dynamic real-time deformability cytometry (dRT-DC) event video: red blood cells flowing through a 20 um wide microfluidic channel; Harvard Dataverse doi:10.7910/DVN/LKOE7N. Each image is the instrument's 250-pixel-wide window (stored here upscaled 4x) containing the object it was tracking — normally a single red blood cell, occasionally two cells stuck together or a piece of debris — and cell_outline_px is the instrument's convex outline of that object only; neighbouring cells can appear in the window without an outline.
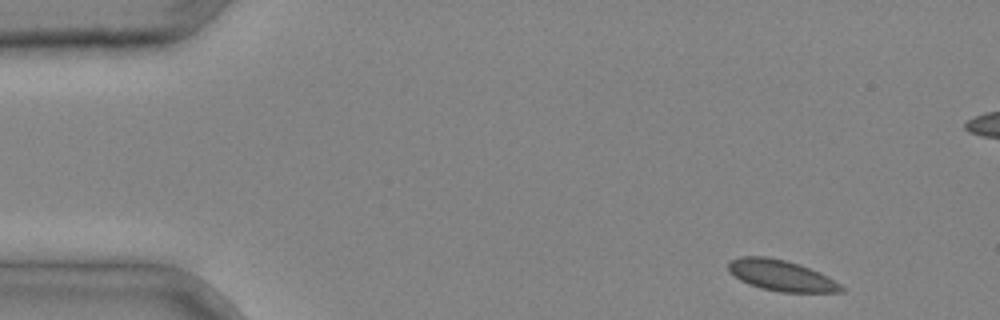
{"species": "common noctule bat (a hibernating species)", "species_latin": "Nyctalus noctula", "temperature_condition": "cold", "stored_images_in_passage": 4, "camera_frame_rate_fps": 3000, "um_per_image_px": 0.085, "animal": {"sex": "male", "body_mass_g": 20.4}, "frame": {"image": 1, "passage_image": 1, "time_ms": 0.0, "image_size_px": [1000, 320], "cell_outline_px": [[844, 292], [780, 292], [760, 288], [748, 284], [740, 280], [728, 272], [728, 264], [732, 260], [740, 256], [764, 256], [784, 260], [800, 264], [820, 272], [828, 276], [840, 284], [844, 288]], "centroid_in_image_um": [66.4, 23.42], "position_along_channel_um": 18.6, "area_um2": 20.4}}